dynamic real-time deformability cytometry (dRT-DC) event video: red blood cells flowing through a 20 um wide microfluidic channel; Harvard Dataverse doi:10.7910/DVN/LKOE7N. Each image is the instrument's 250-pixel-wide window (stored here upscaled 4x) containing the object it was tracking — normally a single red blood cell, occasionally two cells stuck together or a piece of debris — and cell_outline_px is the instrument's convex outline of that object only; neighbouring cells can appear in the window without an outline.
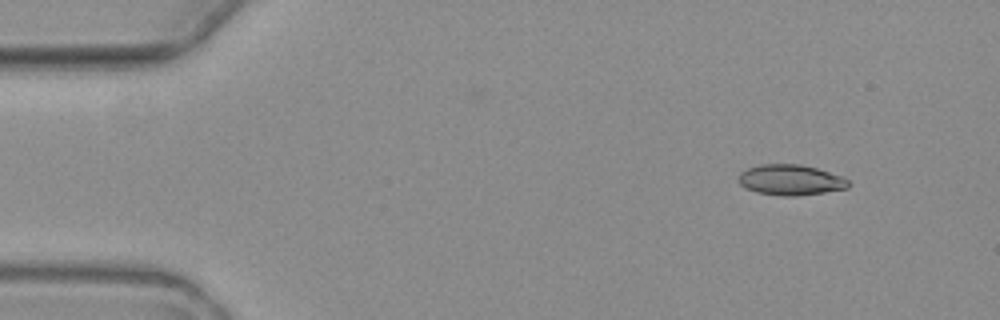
{"species": "common noctule bat (a hibernating species)", "species_latin": "Nyctalus noctula", "temperature_condition": "warm", "stored_images_in_passage": 5, "camera_frame_rate_fps": 3000, "um_per_image_px": 0.085, "animal": {"sex": "female", "body_mass_g": 19.3, "forearm_length_mm": 54.1}, "frame": {"image": 1, "passage_image": 2, "time_ms": 1.333, "image_size_px": [1000, 320], "cell_outline_px": [[848, 188], [824, 192], [796, 196], [780, 196], [756, 192], [740, 184], [740, 172], [748, 168], [760, 164], [800, 164], [816, 168], [840, 176], [848, 180]], "centroid_in_image_um": [67.19, 15.29], "position_along_channel_um": 17.8, "area_um2": 19.31}}
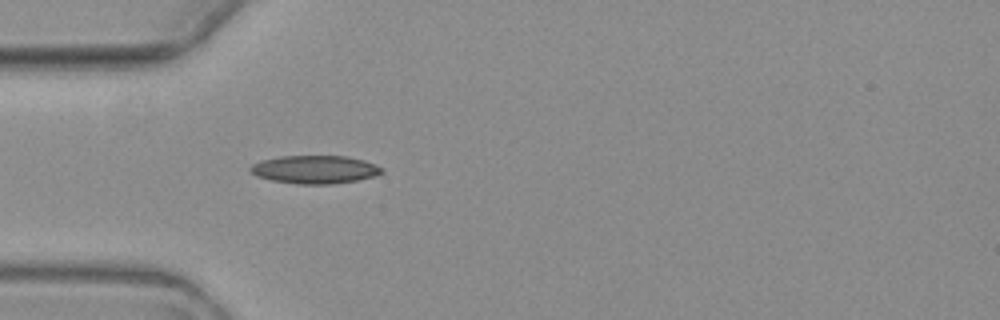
{"frame": {"image": 2, "passage_image": 5, "time_ms": 5.0, "image_size_px": [1000, 320], "cell_outline_px": [[384, 172], [372, 176], [356, 180], [332, 184], [296, 184], [272, 180], [256, 176], [248, 168], [252, 164], [260, 160], [280, 156], [348, 156], [364, 160], [376, 164], [384, 168]], "centroid_in_image_um": [26.76, 14.4], "position_along_channel_um": 58.2, "area_um2": 21.62}}